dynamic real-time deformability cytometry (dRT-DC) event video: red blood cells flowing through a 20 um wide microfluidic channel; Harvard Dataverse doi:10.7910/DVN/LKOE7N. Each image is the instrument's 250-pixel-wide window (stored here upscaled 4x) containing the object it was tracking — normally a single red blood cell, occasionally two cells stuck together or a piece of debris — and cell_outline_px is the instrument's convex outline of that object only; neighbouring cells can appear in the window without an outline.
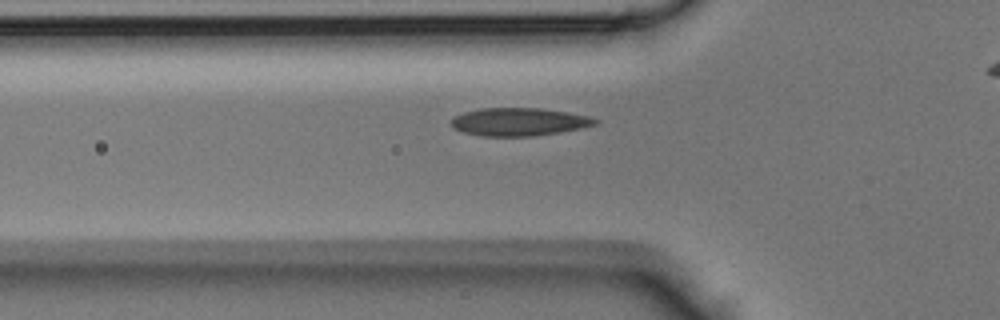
{"species": "Egyptian fruit bat (a non-hibernating species)", "species_latin": "Rousettus aegyptiacus", "temperature_condition": "room temperature", "stored_images_in_passage": 32, "camera_frame_rate_fps": 3000, "um_per_image_px": 0.085, "animal": {"sex": "male"}, "frame": {"image": 1, "passage_image": 7, "time_ms": 2.0, "image_size_px": [1000, 320], "cell_outline_px": [[600, 120], [596, 124], [580, 128], [560, 132], [532, 136], [480, 136], [464, 132], [452, 128], [452, 116], [464, 112], [480, 108], [540, 108], [568, 112], [588, 116]], "centroid_in_image_um": [44.09, 10.35], "position_along_channel_um": 81.7, "area_um2": 23.47}}
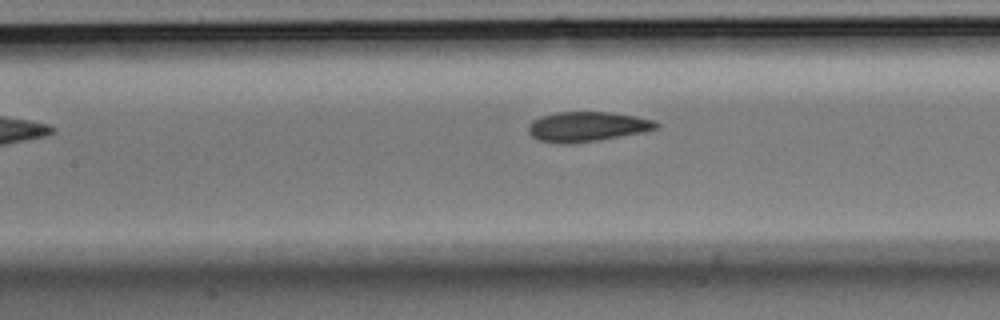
{"frame": {"image": 2, "passage_image": 12, "time_ms": 3.667, "image_size_px": [1000, 320], "cell_outline_px": [[660, 128], [644, 132], [600, 140], [568, 144], [560, 144], [540, 140], [532, 136], [528, 132], [528, 124], [532, 120], [540, 116], [556, 112], [612, 112], [636, 116], [652, 120], [660, 124]], "centroid_in_image_um": [49.91, 10.76], "position_along_channel_um": 157.5, "area_um2": 22.48}}
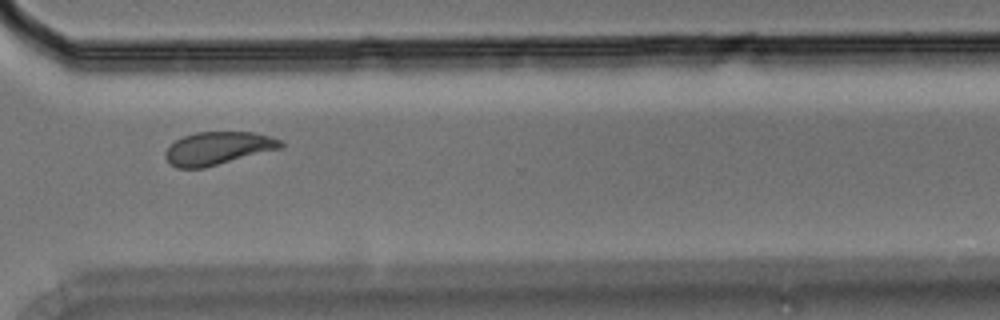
{"frame": {"image": 3, "passage_image": 25, "time_ms": 8.0, "image_size_px": [1000, 320], "cell_outline_px": [[284, 148], [204, 168], [176, 168], [164, 156], [164, 152], [176, 140], [184, 136], [196, 132], [252, 132], [268, 136], [280, 140], [284, 144]], "centroid_in_image_um": [18.55, 12.61], "position_along_channel_um": 352.0, "area_um2": 22.14}}